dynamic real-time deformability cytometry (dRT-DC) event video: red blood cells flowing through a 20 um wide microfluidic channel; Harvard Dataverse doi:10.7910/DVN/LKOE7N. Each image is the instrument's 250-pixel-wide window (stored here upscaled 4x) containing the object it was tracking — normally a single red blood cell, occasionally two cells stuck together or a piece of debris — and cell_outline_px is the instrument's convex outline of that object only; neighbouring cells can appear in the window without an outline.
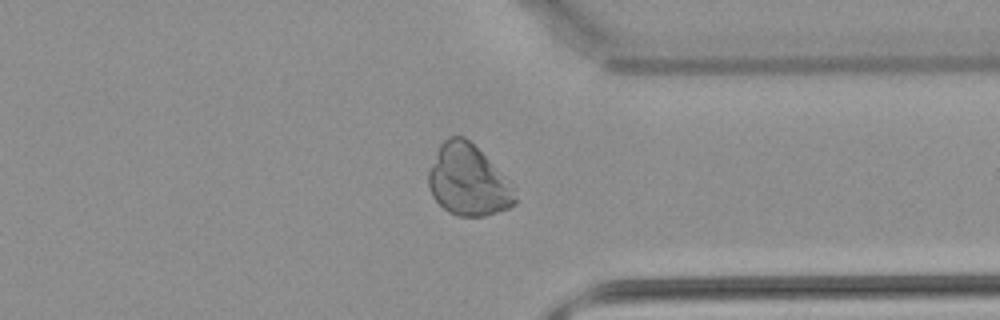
{"species": "common noctule bat (a hibernating species)", "species_latin": "Nyctalus noctula", "temperature_condition": "warm", "stored_images_in_passage": 31, "camera_frame_rate_fps": 3000, "um_per_image_px": 0.085, "animal": {"sex": "male", "body_mass_g": 21.5, "forearm_length_mm": 52.0}, "frame": {"image": 1, "passage_image": 27, "time_ms": 8.667, "image_size_px": [1000, 320], "cell_outline_px": [[516, 204], [508, 208], [484, 216], [456, 216], [448, 212], [432, 196], [428, 184], [428, 172], [436, 152], [440, 144], [448, 136], [464, 136], [484, 156], [512, 188], [516, 200]], "centroid_in_image_um": [39.72, 15.35], "position_along_channel_um": 371.7, "area_um2": 34.85}}